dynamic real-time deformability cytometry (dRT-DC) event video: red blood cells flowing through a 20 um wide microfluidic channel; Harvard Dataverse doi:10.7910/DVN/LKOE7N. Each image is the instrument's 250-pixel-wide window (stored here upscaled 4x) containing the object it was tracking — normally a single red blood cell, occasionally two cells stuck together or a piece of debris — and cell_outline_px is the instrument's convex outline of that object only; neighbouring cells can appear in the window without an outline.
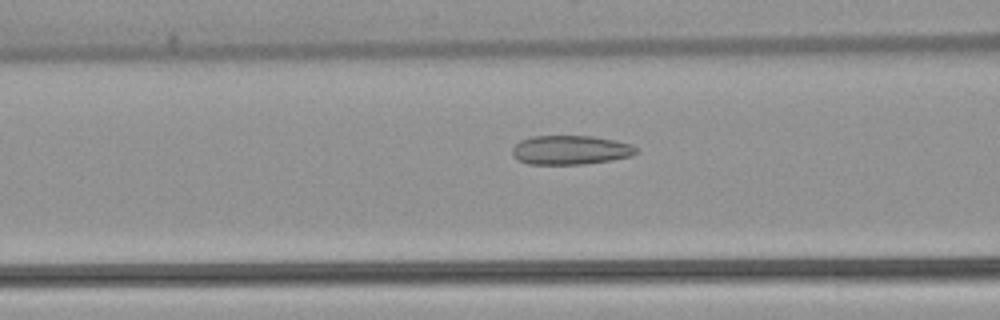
{"species": "common noctule bat (a hibernating species)", "species_latin": "Nyctalus noctula", "temperature_condition": "warm", "stored_images_in_passage": 52, "camera_frame_rate_fps": 3000, "um_per_image_px": 0.085, "animal": {"sex": "female", "body_mass_g": 22.7, "forearm_length_mm": 54.2}, "frame": {"image": 1, "passage_image": 21, "time_ms": 6.667, "image_size_px": [1000, 320], "cell_outline_px": [[640, 152], [632, 156], [612, 160], [584, 164], [528, 164], [520, 160], [512, 152], [512, 148], [520, 140], [532, 136], [592, 136], [632, 144]], "centroid_in_image_um": [48.53, 12.75], "position_along_channel_um": 118.1, "area_um2": 20.98}}
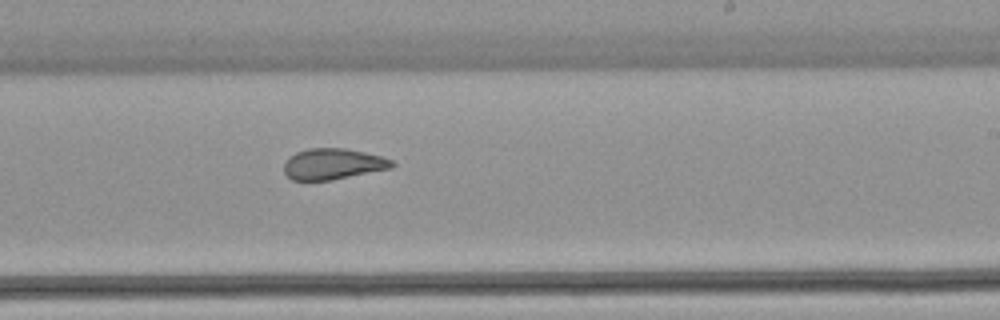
{"frame": {"image": 2, "passage_image": 32, "time_ms": 10.333, "image_size_px": [1000, 320], "cell_outline_px": [[396, 164], [392, 168], [332, 180], [292, 180], [284, 172], [284, 164], [288, 156], [296, 152], [308, 148], [344, 148], [364, 152], [380, 156], [392, 160]], "centroid_in_image_um": [28.29, 13.93], "position_along_channel_um": 260.7, "area_um2": 19.54}}
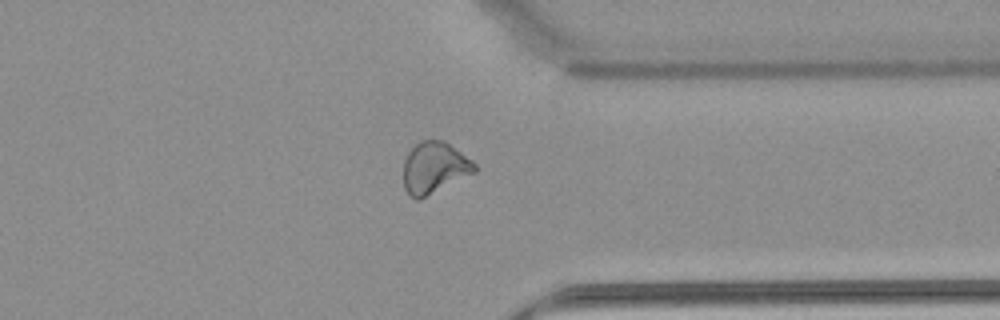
{"frame": {"image": 3, "passage_image": 41, "time_ms": 13.333, "image_size_px": [1000, 320], "cell_outline_px": [[476, 172], [420, 200], [416, 200], [408, 196], [404, 188], [404, 160], [408, 152], [420, 140], [444, 140], [472, 160], [476, 164]], "centroid_in_image_um": [36.91, 14.28], "position_along_channel_um": 374.5, "area_um2": 21.56}, "authors_computed_cell_mechanics": {"area_um2": 22.7443, "velocity_mm_per_s": 3.8929, "shape_relaxation_time_tau1_ms": null, "shape_relaxation_time_tau2_ms": 1.6532, "deformation_change_tau1": null, "deformation_change_tau2": 0.0728}}